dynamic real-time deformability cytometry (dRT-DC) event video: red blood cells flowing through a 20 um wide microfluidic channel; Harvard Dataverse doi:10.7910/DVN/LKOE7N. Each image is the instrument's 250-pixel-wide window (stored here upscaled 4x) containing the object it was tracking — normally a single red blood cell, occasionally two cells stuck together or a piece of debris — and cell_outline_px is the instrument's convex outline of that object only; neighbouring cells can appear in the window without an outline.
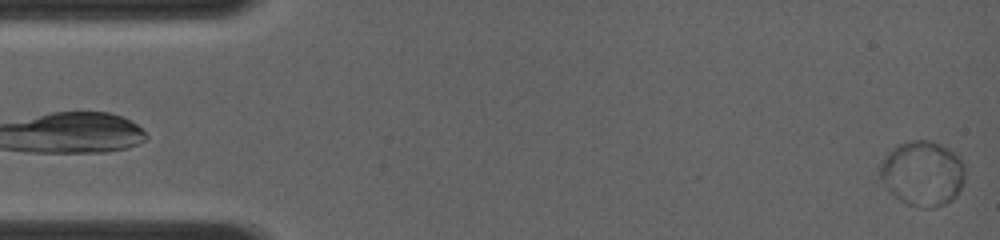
{"species": "common noctule bat (a hibernating species)", "species_latin": "Nyctalus noctula", "temperature_condition": "room temperature", "stored_images_in_passage": 34, "camera_frame_rate_fps": 4000, "um_per_image_px": 0.085, "animal": {"sex": "female", "body_mass_g": 19.0, "forearm_length_mm": 56.7}, "frame": {"image": 1, "passage_image": 1, "time_ms": 0.0, "image_size_px": [1000, 240], "cell_outline_px": [[964, 180], [956, 196], [952, 200], [936, 208], [924, 208], [908, 204], [900, 200], [888, 188], [880, 176], [880, 164], [888, 152], [892, 148], [900, 144], [912, 140], [928, 140], [940, 144], [948, 148], [960, 156], [964, 164]], "centroid_in_image_um": [78.45, 14.73], "position_along_channel_um": 6.6, "area_um2": 32.08}}
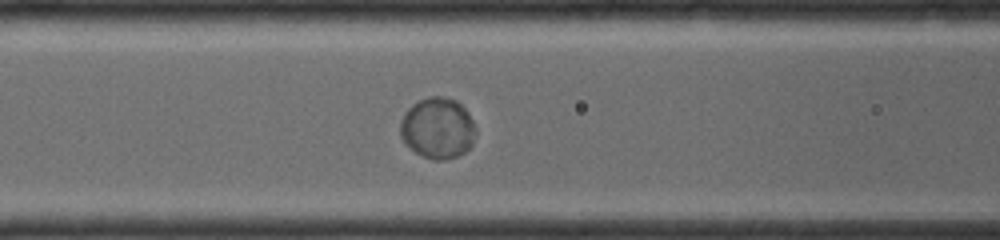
{"frame": {"image": 2, "passage_image": 22, "time_ms": 5.75, "image_size_px": [1000, 240], "cell_outline_px": [[476, 132], [472, 144], [464, 152], [456, 156], [444, 160], [436, 160], [424, 156], [416, 152], [404, 144], [400, 132], [400, 124], [404, 112], [412, 104], [428, 96], [440, 96], [456, 100], [468, 112], [472, 120]], "centroid_in_image_um": [37.18, 10.88], "position_along_channel_um": 129.4, "area_um2": 26.76}}
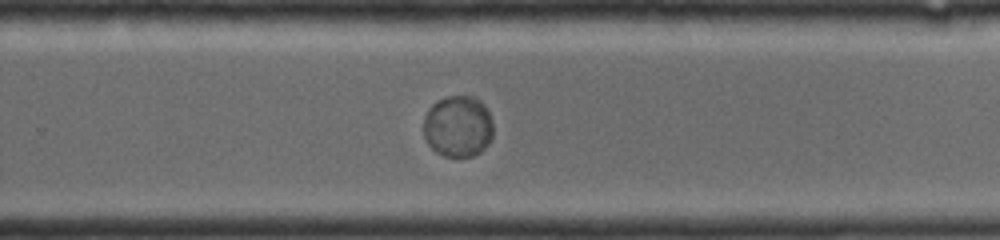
{"frame": {"image": 3, "passage_image": 33, "time_ms": 9.5, "image_size_px": [1000, 240], "cell_outline_px": [[492, 136], [488, 144], [480, 152], [472, 156], [444, 156], [436, 152], [428, 144], [424, 136], [424, 116], [428, 108], [436, 100], [444, 96], [472, 96], [480, 100], [484, 104], [492, 120]], "centroid_in_image_um": [38.91, 10.72], "position_along_channel_um": 290.9, "area_um2": 25.14}}